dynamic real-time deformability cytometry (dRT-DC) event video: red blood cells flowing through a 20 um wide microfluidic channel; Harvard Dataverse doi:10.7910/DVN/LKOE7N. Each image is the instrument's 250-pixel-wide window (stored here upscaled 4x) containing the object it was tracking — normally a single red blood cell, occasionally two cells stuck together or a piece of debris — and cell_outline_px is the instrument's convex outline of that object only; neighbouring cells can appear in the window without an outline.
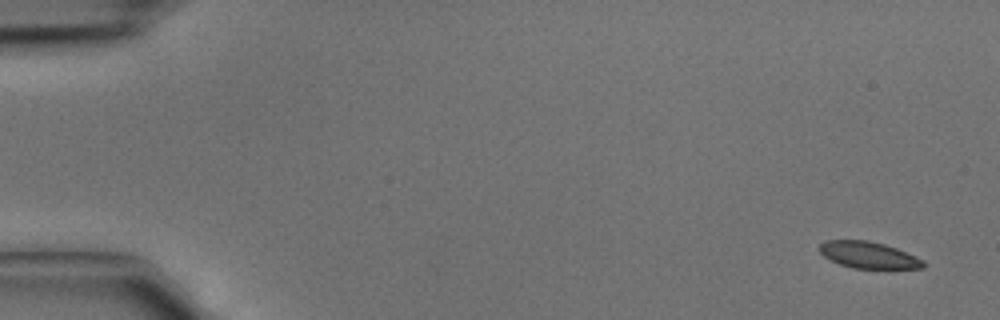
{"species": "common noctule bat (a hibernating species)", "species_latin": "Nyctalus noctula", "temperature_condition": "cold", "stored_images_in_passage": 4, "camera_frame_rate_fps": 3000, "um_per_image_px": 0.085, "animal": {"sex": "male", "body_mass_g": 15.6}, "frame": {"image": 1, "passage_image": 1, "time_ms": 0.0, "image_size_px": [1000, 320], "cell_outline_px": [[924, 268], [852, 268], [840, 264], [824, 256], [820, 252], [820, 244], [824, 240], [868, 240], [884, 244], [896, 248], [924, 260]], "centroid_in_image_um": [73.81, 21.66], "position_along_channel_um": 11.2, "area_um2": 15.9}}